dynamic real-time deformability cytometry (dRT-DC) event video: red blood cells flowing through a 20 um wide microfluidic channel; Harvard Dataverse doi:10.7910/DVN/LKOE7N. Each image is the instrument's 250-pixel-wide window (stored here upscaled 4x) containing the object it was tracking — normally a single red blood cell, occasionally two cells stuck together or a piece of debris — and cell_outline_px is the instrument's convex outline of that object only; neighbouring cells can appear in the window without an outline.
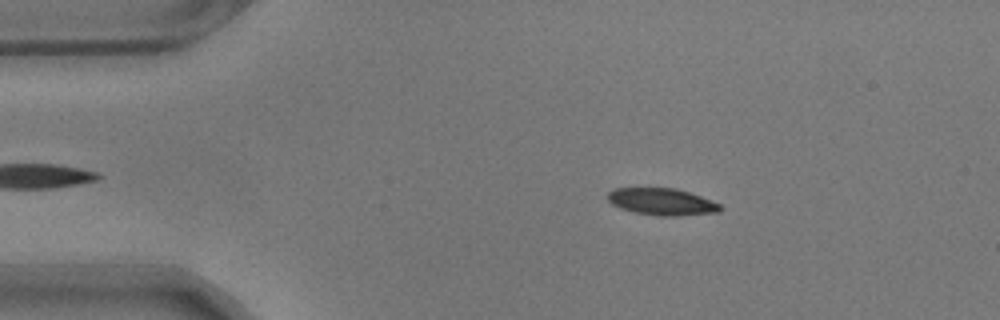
{"species": "common noctule bat (a hibernating species)", "species_latin": "Nyctalus noctula", "temperature_condition": "warm", "stored_images_in_passage": 47, "camera_frame_rate_fps": 3000, "um_per_image_px": 0.085, "animal": {"sex": "male", "body_mass_g": 17.9}, "frame": {"image": 1, "passage_image": 8, "time_ms": 2.333, "image_size_px": [1000, 320], "cell_outline_px": [[720, 212], [676, 216], [660, 216], [636, 212], [620, 208], [612, 204], [608, 200], [608, 192], [612, 188], [676, 188], [700, 196], [720, 204]], "centroid_in_image_um": [56.24, 17.14], "position_along_channel_um": 28.8, "area_um2": 17.51}}
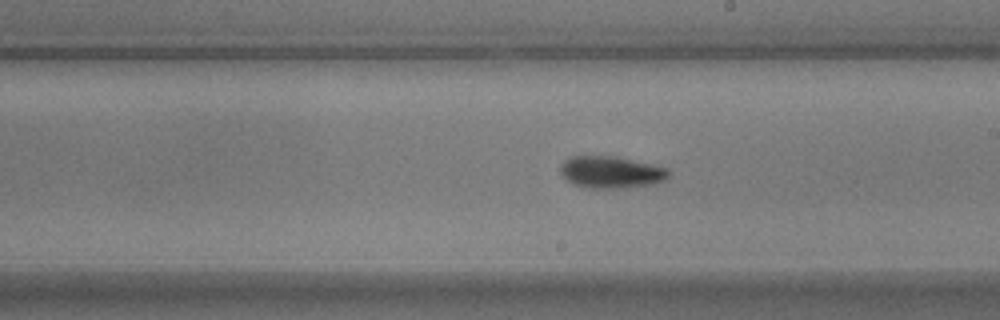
{"frame": {"image": 2, "passage_image": 30, "time_ms": 9.667, "image_size_px": [1000, 320], "cell_outline_px": [[668, 176], [664, 180], [656, 184], [620, 188], [592, 188], [572, 184], [560, 172], [560, 164], [564, 160], [572, 156], [616, 156], [668, 168]], "centroid_in_image_um": [51.93, 14.63], "position_along_channel_um": 237.1, "area_um2": 20.11}}
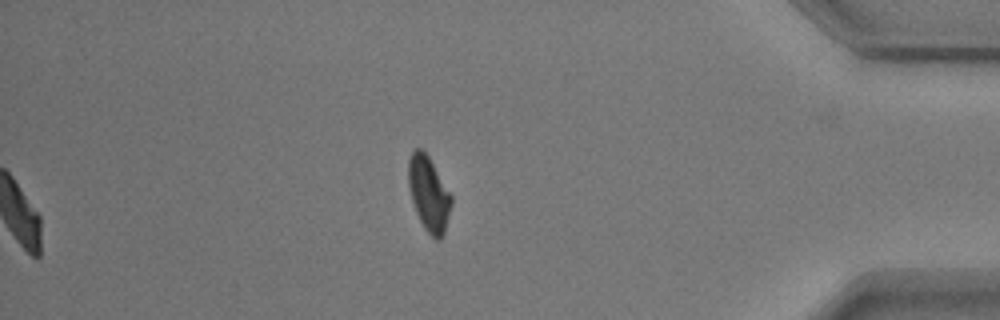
{"frame": {"image": 3, "passage_image": 47, "time_ms": 15.333, "image_size_px": [1000, 320], "cell_outline_px": [[452, 204], [444, 232], [440, 240], [436, 240], [424, 228], [416, 212], [412, 200], [408, 184], [408, 160], [412, 152], [416, 148], [420, 148], [428, 156], [452, 196]], "centroid_in_image_um": [36.44, 16.48], "position_along_channel_um": 398.8, "area_um2": 18.44}, "authors_computed_cell_mechanics": {"area_um2": 18.9584, "velocity_mm_per_s": 3.525, "shape_relaxation_time_tau1_ms": 3.4349, "shape_relaxation_time_tau2_ms": 3.0499, "deformation_change_tau1": 0.1395, "deformation_change_tau2": 0.0699}}